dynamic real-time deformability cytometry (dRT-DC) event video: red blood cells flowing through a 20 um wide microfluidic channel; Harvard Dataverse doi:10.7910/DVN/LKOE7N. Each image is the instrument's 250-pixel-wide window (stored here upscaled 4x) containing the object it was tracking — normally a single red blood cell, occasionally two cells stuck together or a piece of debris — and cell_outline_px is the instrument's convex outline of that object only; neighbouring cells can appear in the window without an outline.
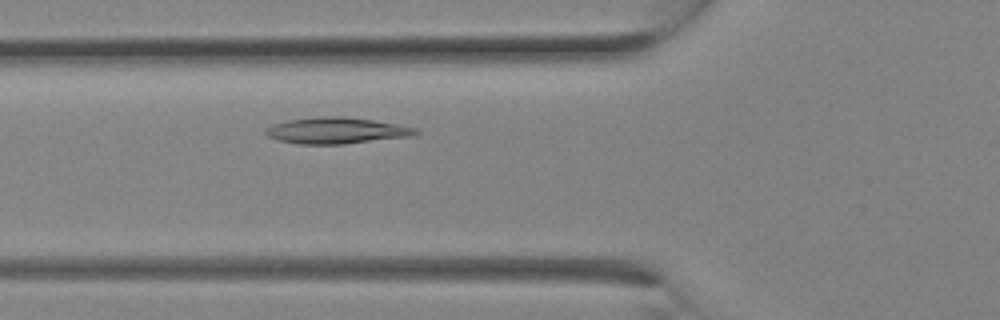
{"species": "Egyptian fruit bat (a non-hibernating species)", "species_latin": "Rousettus aegyptiacus", "temperature_condition": "room temperature", "stored_images_in_passage": 6, "camera_frame_rate_fps": 3000, "um_per_image_px": 0.085, "animal": {"sex": "female"}, "frame": {"image": 1, "passage_image": 6, "time_ms": 1.667, "image_size_px": [1000, 320], "cell_outline_px": [[420, 132], [408, 136], [344, 144], [296, 144], [276, 140], [268, 136], [264, 132], [264, 128], [272, 124], [288, 120], [320, 116], [344, 116], [400, 124], [416, 128]], "centroid_in_image_um": [28.53, 11.09], "position_along_channel_um": 97.3, "area_um2": 23.0}}